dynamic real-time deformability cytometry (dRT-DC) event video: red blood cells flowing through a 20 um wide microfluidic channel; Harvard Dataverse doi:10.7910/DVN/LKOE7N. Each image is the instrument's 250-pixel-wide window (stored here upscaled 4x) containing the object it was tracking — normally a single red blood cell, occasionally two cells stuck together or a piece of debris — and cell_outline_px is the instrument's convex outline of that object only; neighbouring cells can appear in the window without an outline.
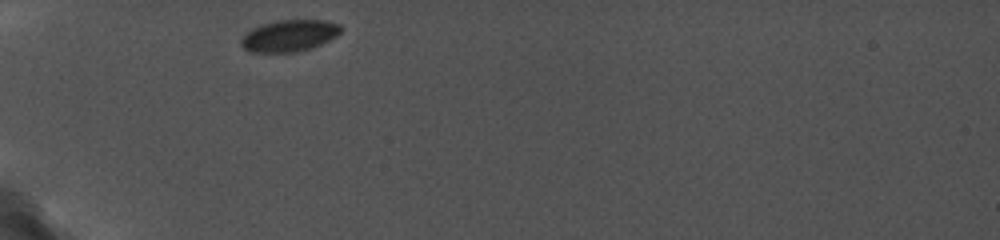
{"species": "common noctule bat (a hibernating species)", "species_latin": "Nyctalus noctula", "temperature_condition": "cold", "stored_images_in_passage": 27, "camera_frame_rate_fps": 5000, "um_per_image_px": 0.085, "animal": {"sex": "female", "body_mass_g": 19.0, "forearm_length_mm": 56.7}, "frame": {"image": 1, "passage_image": 1, "time_ms": 0.0, "image_size_px": [1000, 240], "cell_outline_px": [[344, 28], [336, 36], [312, 48], [296, 52], [248, 52], [240, 44], [240, 40], [252, 28], [260, 24], [276, 20], [324, 20], [340, 24]], "centroid_in_image_um": [24.59, 3.03], "position_along_channel_um": 60.4, "area_um2": 18.5}}
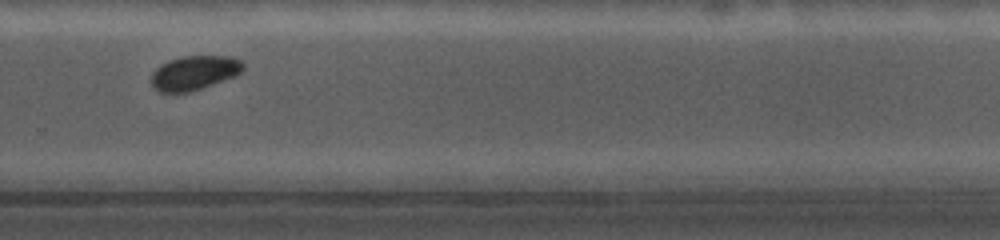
{"frame": {"image": 2, "passage_image": 18, "time_ms": 7.2, "image_size_px": [1000, 240], "cell_outline_px": [[244, 68], [236, 76], [188, 92], [160, 92], [152, 88], [148, 80], [152, 72], [160, 64], [168, 60], [180, 56], [228, 56], [240, 60], [244, 64]], "centroid_in_image_um": [16.44, 6.18], "position_along_channel_um": 313.4, "area_um2": 18.55}}
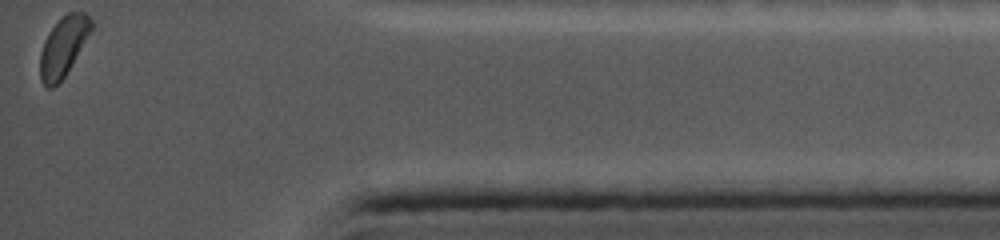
{"frame": {"image": 3, "passage_image": 27, "time_ms": 10.8, "image_size_px": [1000, 240], "cell_outline_px": [[92, 28], [64, 76], [52, 88], [48, 88], [40, 80], [40, 52], [44, 40], [48, 32], [68, 12], [84, 12], [92, 20]], "centroid_in_image_um": [5.35, 3.95], "position_along_channel_um": 429.9, "area_um2": 17.17}}